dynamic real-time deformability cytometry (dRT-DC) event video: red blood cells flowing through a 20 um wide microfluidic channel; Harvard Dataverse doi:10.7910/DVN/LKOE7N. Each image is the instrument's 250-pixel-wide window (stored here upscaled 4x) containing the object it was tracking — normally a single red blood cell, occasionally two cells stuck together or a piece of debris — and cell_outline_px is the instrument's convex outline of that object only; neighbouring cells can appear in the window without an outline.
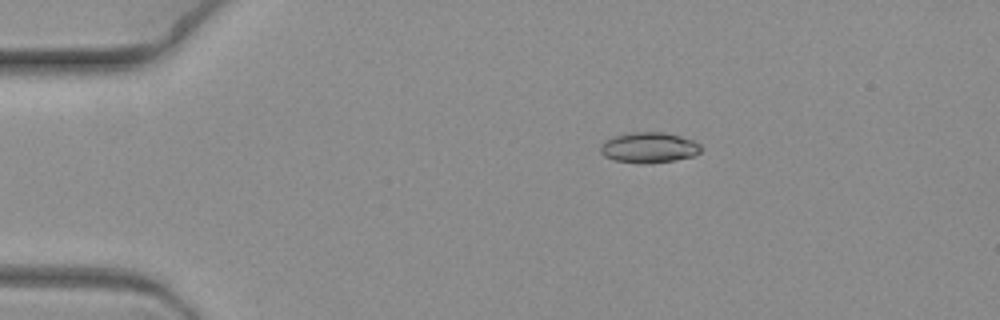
{"species": "common noctule bat (a hibernating species)", "species_latin": "Nyctalus noctula", "temperature_condition": "warm", "stored_images_in_passage": 5, "camera_frame_rate_fps": 3000, "um_per_image_px": 0.085, "animal": {"sex": "female", "body_mass_g": 19.3, "forearm_length_mm": 54.1}, "frame": {"image": 1, "passage_image": 1, "time_ms": 0.0, "image_size_px": [1000, 320], "cell_outline_px": [[704, 148], [700, 152], [692, 156], [672, 160], [616, 160], [604, 156], [600, 152], [600, 144], [604, 140], [612, 136], [628, 132], [664, 132], [680, 136], [692, 140], [700, 144]], "centroid_in_image_um": [55.15, 12.47], "position_along_channel_um": 29.8, "area_um2": 17.17}}
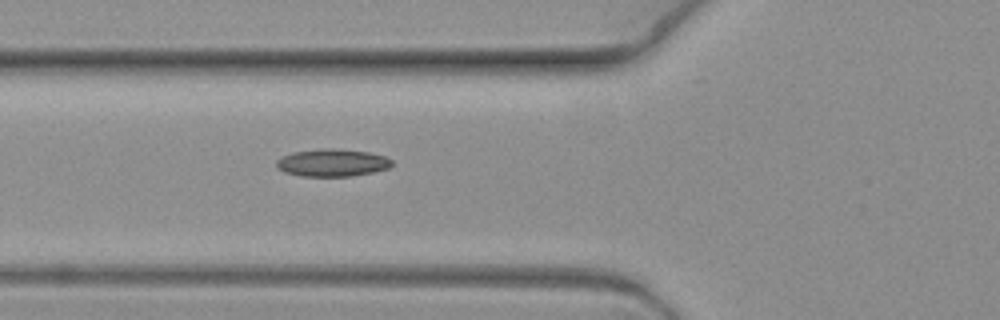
{"frame": {"image": 2, "passage_image": 5, "time_ms": 1.333, "image_size_px": [1000, 320], "cell_outline_px": [[392, 164], [388, 168], [372, 172], [352, 176], [300, 176], [284, 172], [276, 168], [276, 160], [292, 152], [324, 148], [332, 148], [368, 152], [384, 156], [392, 160]], "centroid_in_image_um": [28.21, 13.83], "position_along_channel_um": 97.6, "area_um2": 18.44}}